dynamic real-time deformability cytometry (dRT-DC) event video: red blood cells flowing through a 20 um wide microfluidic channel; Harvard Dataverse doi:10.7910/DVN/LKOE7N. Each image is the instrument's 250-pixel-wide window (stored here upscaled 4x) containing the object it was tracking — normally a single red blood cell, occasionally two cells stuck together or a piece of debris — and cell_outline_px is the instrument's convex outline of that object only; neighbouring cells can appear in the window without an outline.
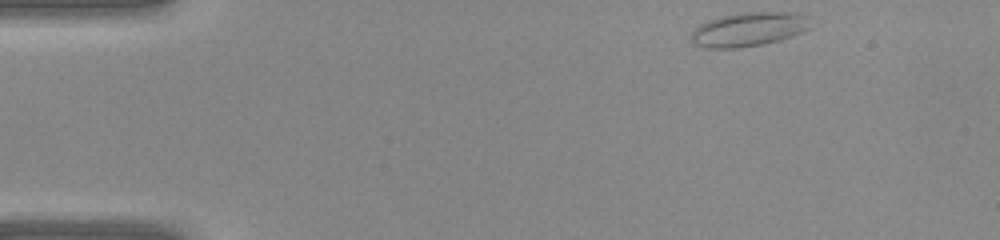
{"species": "common noctule bat (a hibernating species)", "species_latin": "Nyctalus noctula", "temperature_condition": "warm", "stored_images_in_passage": 37, "camera_frame_rate_fps": 3000, "um_per_image_px": 0.085, "animal": {"sex": "female", "body_mass_g": 22.0, "forearm_length_mm": 56.7}, "frame": {"image": 1, "passage_image": 1, "time_ms": 0.0, "image_size_px": [1000, 240], "cell_outline_px": [[812, 28], [804, 32], [780, 40], [764, 44], [736, 48], [704, 48], [692, 44], [688, 40], [692, 32], [700, 24], [708, 20], [720, 16], [744, 12], [792, 12], [808, 16]], "centroid_in_image_um": [63.63, 2.5], "position_along_channel_um": 21.4, "area_um2": 24.1}}
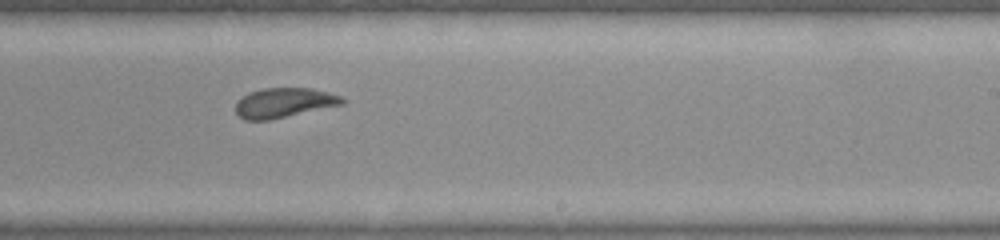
{"frame": {"image": 2, "passage_image": 21, "time_ms": 6.667, "image_size_px": [1000, 240], "cell_outline_px": [[344, 104], [268, 120], [244, 120], [236, 112], [236, 104], [248, 92], [264, 88], [312, 88], [328, 92], [340, 96], [344, 100]], "centroid_in_image_um": [24.14, 8.73], "position_along_channel_um": 264.9, "area_um2": 18.21}}
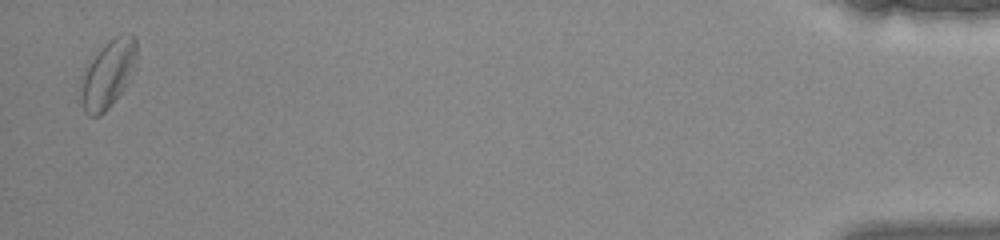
{"frame": {"image": 3, "passage_image": 36, "time_ms": 11.667, "image_size_px": [1000, 240], "cell_outline_px": [[136, 56], [124, 88], [112, 104], [100, 116], [88, 116], [84, 112], [80, 104], [80, 76], [104, 44], [108, 40], [116, 36], [132, 32], [136, 36]], "centroid_in_image_um": [9.12, 6.32], "position_along_channel_um": 426.1, "area_um2": 21.85}}